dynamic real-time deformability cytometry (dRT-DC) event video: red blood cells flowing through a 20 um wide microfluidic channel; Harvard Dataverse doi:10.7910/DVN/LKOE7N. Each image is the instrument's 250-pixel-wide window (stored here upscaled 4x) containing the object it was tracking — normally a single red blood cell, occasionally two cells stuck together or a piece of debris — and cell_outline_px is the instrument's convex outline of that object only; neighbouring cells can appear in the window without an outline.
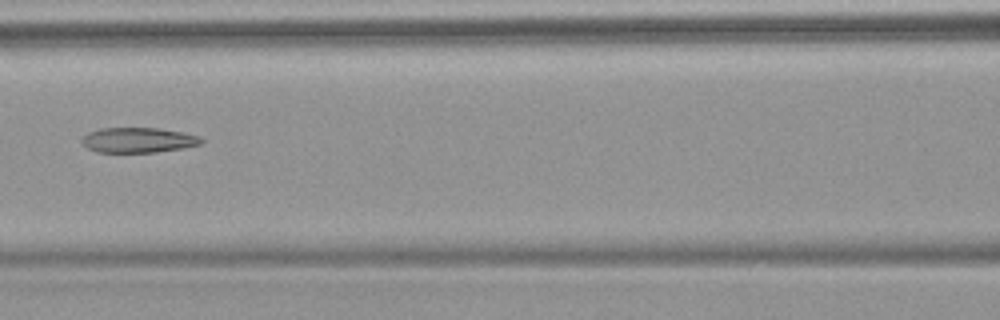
{"species": "common noctule bat (a hibernating species)", "species_latin": "Nyctalus noctula", "temperature_condition": "warm", "stored_images_in_passage": 6, "camera_frame_rate_fps": 3000, "um_per_image_px": 0.085, "animal": {"sex": "female", "body_mass_g": 18.4}, "frame": {"image": 1, "passage_image": 6, "time_ms": 7.0, "image_size_px": [1000, 320], "cell_outline_px": [[204, 140], [200, 144], [184, 148], [156, 152], [96, 152], [88, 148], [80, 140], [88, 132], [100, 128], [156, 128], [180, 132], [200, 136]], "centroid_in_image_um": [11.74, 11.91], "position_along_channel_um": 154.9, "area_um2": 17.4}}